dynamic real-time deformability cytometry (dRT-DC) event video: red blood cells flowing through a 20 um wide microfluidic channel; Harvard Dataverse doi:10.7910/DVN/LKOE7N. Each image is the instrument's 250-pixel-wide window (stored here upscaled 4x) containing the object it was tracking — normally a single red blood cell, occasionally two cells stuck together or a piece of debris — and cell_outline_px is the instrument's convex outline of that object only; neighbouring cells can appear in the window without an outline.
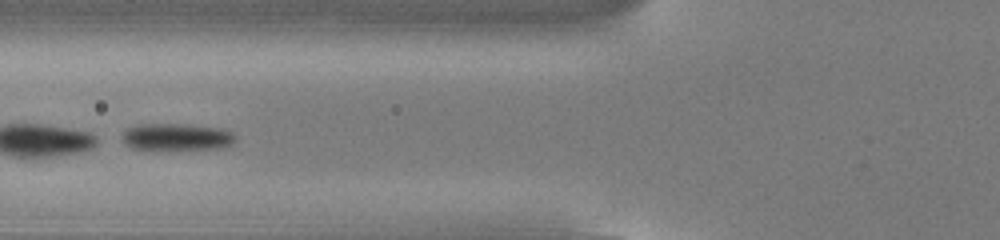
{"species": "common noctule bat (a hibernating species)", "species_latin": "Nyctalus noctula", "temperature_condition": "cold", "stored_images_in_passage": 46, "camera_frame_rate_fps": 3000, "um_per_image_px": 0.085, "animal": {"sex": "male", "body_mass_g": 13.0, "forearm_length_mm": 53.1}, "frame": {"image": 1, "passage_image": 14, "time_ms": 4.333, "image_size_px": [1000, 240], "cell_outline_px": [[236, 140], [232, 144], [224, 148], [128, 148], [120, 140], [120, 136], [124, 128], [136, 124], [188, 124], [224, 128], [232, 132], [236, 136]], "centroid_in_image_um": [14.98, 11.6], "position_along_channel_um": 110.8, "area_um2": 18.03}}
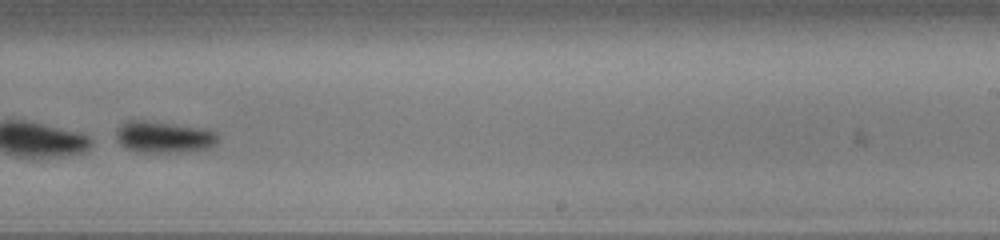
{"frame": {"image": 2, "passage_image": 27, "time_ms": 8.667, "image_size_px": [1000, 240], "cell_outline_px": [[216, 144], [208, 148], [188, 152], [136, 152], [120, 144], [116, 140], [116, 128], [128, 120], [144, 120], [208, 128], [216, 132]], "centroid_in_image_um": [13.92, 11.64], "position_along_channel_um": 275.1, "area_um2": 18.96}, "authors_computed_cell_mechanics": {"area_um2": 20.808, "velocity_mm_per_s": 3.7991, "shape_relaxation_time_tau1_ms": 2.0274, "shape_relaxation_time_tau2_ms": null, "deformation_change_tau1": 0.1239, "deformation_change_tau2": null}}